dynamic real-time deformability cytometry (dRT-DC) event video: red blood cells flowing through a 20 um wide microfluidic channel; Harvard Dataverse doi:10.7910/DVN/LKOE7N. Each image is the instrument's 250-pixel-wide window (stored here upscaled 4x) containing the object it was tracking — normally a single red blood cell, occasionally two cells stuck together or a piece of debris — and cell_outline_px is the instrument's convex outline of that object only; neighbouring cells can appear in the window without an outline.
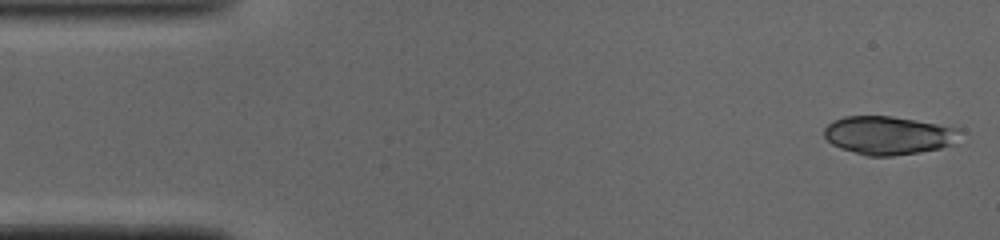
{"species": "common noctule bat (a hibernating species)", "species_latin": "Nyctalus noctula", "temperature_condition": "cold", "stored_images_in_passage": 47, "camera_frame_rate_fps": 3000, "um_per_image_px": 0.085, "animal": {"sex": "male", "body_mass_g": 19.0, "forearm_length_mm": 50.8}, "frame": {"image": 1, "passage_image": 1, "time_ms": 0.0, "image_size_px": [1000, 240], "cell_outline_px": [[964, 128], [952, 144], [940, 148], [920, 152], [892, 156], [868, 156], [840, 148], [832, 144], [824, 136], [824, 128], [832, 120], [844, 116], [892, 116]], "centroid_in_image_um": [75.52, 11.49], "position_along_channel_um": 9.5, "area_um2": 30.52}}
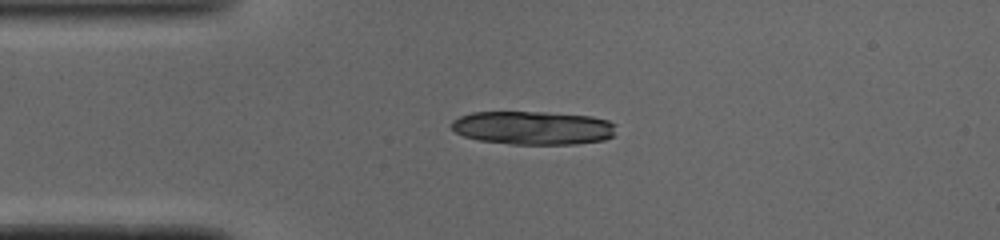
{"frame": {"image": 2, "passage_image": 10, "time_ms": 3.0, "image_size_px": [1000, 240], "cell_outline_px": [[616, 124], [612, 136], [604, 140], [576, 144], [508, 144], [480, 140], [464, 136], [456, 132], [452, 128], [452, 120], [460, 116], [472, 112], [544, 112], [592, 116], [608, 120]], "centroid_in_image_um": [45.32, 10.86], "position_along_channel_um": 39.7, "area_um2": 32.19}}